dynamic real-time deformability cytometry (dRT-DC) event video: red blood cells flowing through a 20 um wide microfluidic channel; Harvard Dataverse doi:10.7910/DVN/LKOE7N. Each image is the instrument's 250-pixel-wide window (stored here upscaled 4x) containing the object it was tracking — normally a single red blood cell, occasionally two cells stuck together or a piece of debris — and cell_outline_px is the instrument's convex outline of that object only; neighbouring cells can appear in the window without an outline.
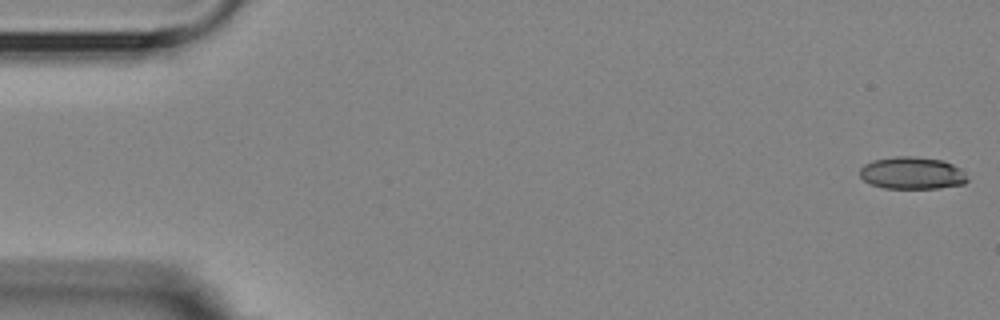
{"species": "Egyptian fruit bat (a non-hibernating species)", "species_latin": "Rousettus aegyptiacus", "temperature_condition": "room temperature", "stored_images_in_passage": 5, "camera_frame_rate_fps": 3000, "um_per_image_px": 0.085, "animal": {"sex": "female"}, "frame": {"image": 1, "passage_image": 1, "time_ms": 0.0, "image_size_px": [1000, 320], "cell_outline_px": [[968, 180], [964, 184], [940, 188], [884, 188], [872, 184], [864, 180], [860, 176], [860, 168], [864, 164], [872, 160], [896, 156], [912, 156], [944, 160], [960, 168], [964, 172]], "centroid_in_image_um": [77.53, 14.7], "position_along_channel_um": 7.5, "area_um2": 20.29}}
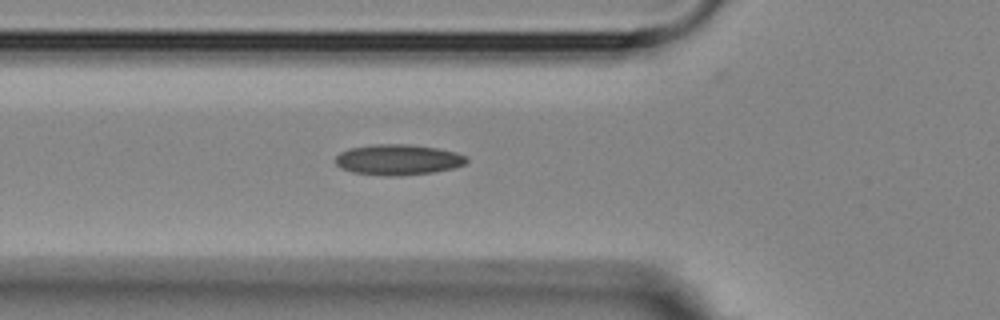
{"frame": {"image": 2, "passage_image": 5, "time_ms": 6.0, "image_size_px": [1000, 320], "cell_outline_px": [[468, 160], [464, 164], [452, 168], [436, 172], [400, 176], [384, 176], [352, 172], [340, 168], [336, 164], [336, 156], [340, 152], [348, 148], [372, 144], [408, 144], [436, 148], [456, 152], [468, 156]], "centroid_in_image_um": [33.82, 13.57], "position_along_channel_um": 92.0, "area_um2": 23.64}}